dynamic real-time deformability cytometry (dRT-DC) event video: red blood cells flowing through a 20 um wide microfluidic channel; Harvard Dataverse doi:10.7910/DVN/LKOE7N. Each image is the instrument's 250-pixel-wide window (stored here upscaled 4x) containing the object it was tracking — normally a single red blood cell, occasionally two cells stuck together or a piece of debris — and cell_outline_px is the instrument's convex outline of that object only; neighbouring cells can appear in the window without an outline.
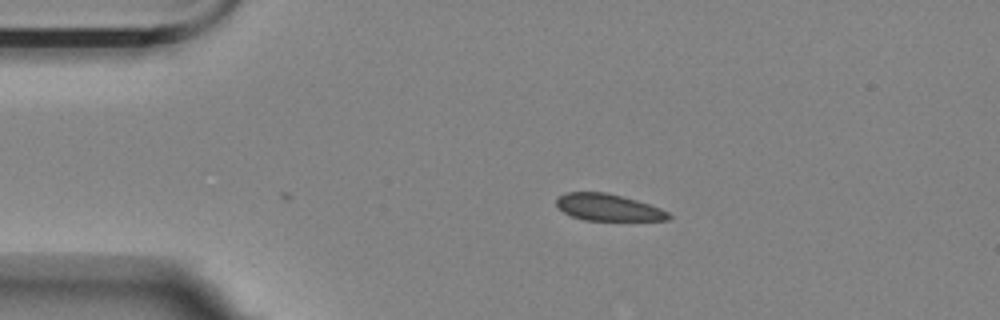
{"species": "Egyptian fruit bat (a non-hibernating species)", "species_latin": "Rousettus aegyptiacus", "temperature_condition": "room temperature", "stored_images_in_passage": 3, "camera_frame_rate_fps": 3000, "um_per_image_px": 0.085, "animal": {"sex": "female"}, "frame": {"image": 1, "passage_image": 3, "time_ms": 0.667, "image_size_px": [1000, 320], "cell_outline_px": [[672, 216], [668, 220], [584, 220], [572, 216], [564, 212], [556, 204], [556, 196], [568, 192], [604, 192], [636, 200], [660, 208], [668, 212]], "centroid_in_image_um": [51.67, 17.63], "position_along_channel_um": 33.3, "area_um2": 17.34}}